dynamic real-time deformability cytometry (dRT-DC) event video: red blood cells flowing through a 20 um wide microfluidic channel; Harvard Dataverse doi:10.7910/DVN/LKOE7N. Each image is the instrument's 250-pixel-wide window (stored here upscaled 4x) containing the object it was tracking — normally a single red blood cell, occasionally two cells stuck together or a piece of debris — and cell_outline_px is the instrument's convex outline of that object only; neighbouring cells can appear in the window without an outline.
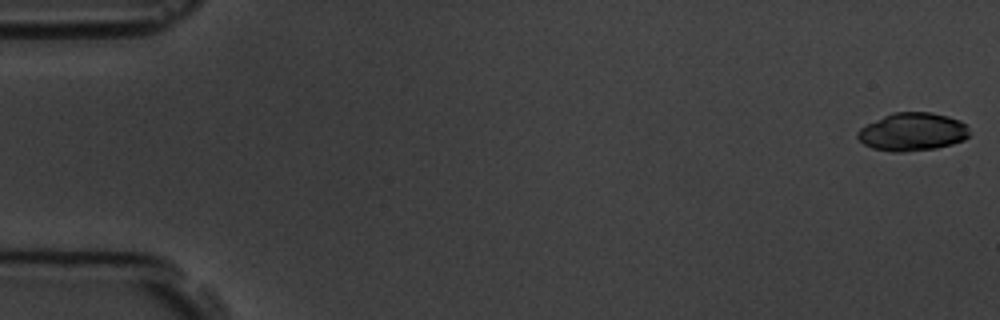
{"species": "common noctule bat (a hibernating species)", "species_latin": "Nyctalus noctula", "temperature_condition": "room temperature", "stored_images_in_passage": 7, "camera_frame_rate_fps": 3000, "um_per_image_px": 0.085, "animal": {"sex": "male", "body_mass_g": 19.5, "forearm_length_mm": 54.6}, "frame": {"image": 1, "passage_image": 1, "time_ms": 0.0, "image_size_px": [1000, 320], "cell_outline_px": [[968, 136], [964, 140], [952, 144], [936, 148], [904, 152], [892, 152], [872, 148], [864, 144], [856, 136], [856, 132], [860, 128], [884, 116], [896, 112], [932, 112], [948, 116], [960, 120], [968, 128]], "centroid_in_image_um": [77.56, 11.21], "position_along_channel_um": 7.4, "area_um2": 24.74}}